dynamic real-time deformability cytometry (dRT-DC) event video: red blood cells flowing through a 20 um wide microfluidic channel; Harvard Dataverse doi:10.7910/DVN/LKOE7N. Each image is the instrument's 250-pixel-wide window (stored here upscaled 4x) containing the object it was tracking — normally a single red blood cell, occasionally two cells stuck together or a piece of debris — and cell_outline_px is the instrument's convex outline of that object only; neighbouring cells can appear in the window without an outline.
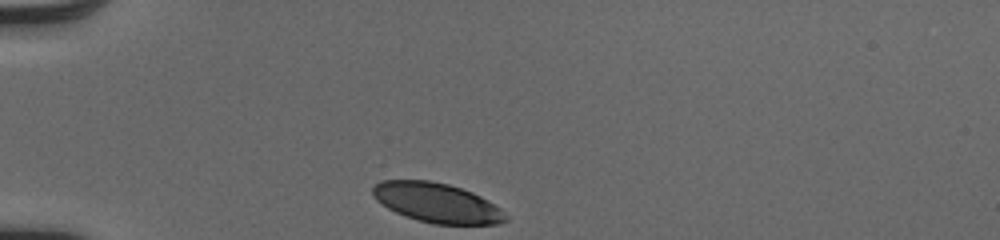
{"species": "human", "species_latin": "Homo sapiens", "temperature_condition": "cold", "stored_images_in_passage": 29, "camera_frame_rate_fps": 3000, "um_per_image_px": 0.085, "donor": {"sex": "male"}, "frame": {"image": 1, "passage_image": 1, "time_ms": 0.0, "image_size_px": [1000, 240], "cell_outline_px": [[508, 220], [496, 224], [432, 224], [416, 220], [404, 216], [388, 208], [376, 200], [372, 196], [372, 188], [380, 180], [428, 180], [448, 184], [472, 192], [480, 196], [500, 208], [508, 216]], "centroid_in_image_um": [37.11, 17.24], "position_along_channel_um": 47.9, "area_um2": 30.69}}
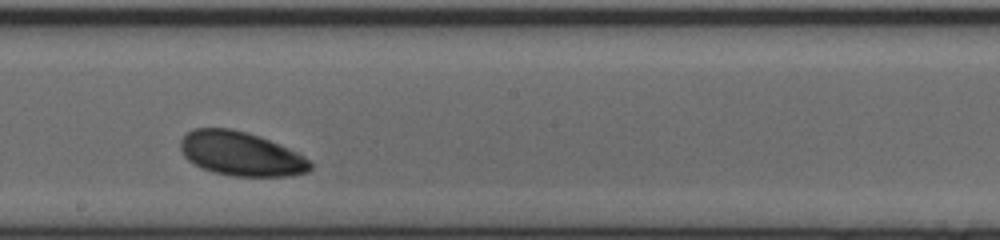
{"frame": {"image": 2, "passage_image": 17, "time_ms": 5.333, "image_size_px": [1000, 240], "cell_outline_px": [[312, 168], [308, 172], [292, 176], [232, 176], [212, 172], [192, 164], [184, 156], [180, 148], [180, 140], [188, 132], [196, 128], [228, 128], [244, 132], [268, 140], [288, 148], [304, 156], [312, 164]], "centroid_in_image_um": [20.46, 13.09], "position_along_channel_um": 227.7, "area_um2": 33.18}}
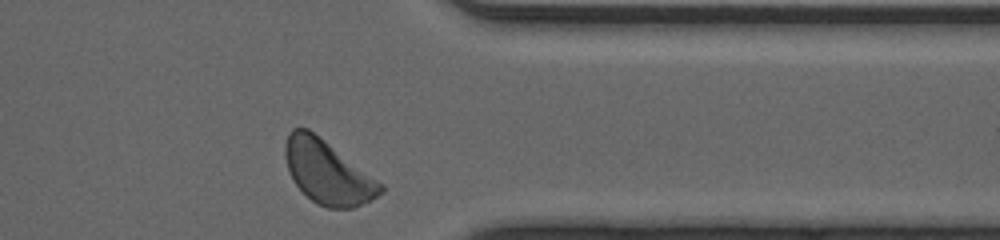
{"frame": {"image": 3, "passage_image": 29, "time_ms": 9.333, "image_size_px": [1000, 240], "cell_outline_px": [[384, 192], [352, 208], [328, 208], [316, 204], [292, 180], [284, 156], [284, 144], [288, 132], [292, 128], [308, 128], [384, 184]], "centroid_in_image_um": [27.82, 14.62], "position_along_channel_um": 383.6, "area_um2": 34.97}, "authors_computed_cell_mechanics": {"area_um2": 33.2928, "velocity_mm_per_s": 3.997, "shape_relaxation_time_tau1_ms": 1.414, "shape_relaxation_time_tau2_ms": null, "deformation_change_tau1": 0.0946, "deformation_change_tau2": null}}